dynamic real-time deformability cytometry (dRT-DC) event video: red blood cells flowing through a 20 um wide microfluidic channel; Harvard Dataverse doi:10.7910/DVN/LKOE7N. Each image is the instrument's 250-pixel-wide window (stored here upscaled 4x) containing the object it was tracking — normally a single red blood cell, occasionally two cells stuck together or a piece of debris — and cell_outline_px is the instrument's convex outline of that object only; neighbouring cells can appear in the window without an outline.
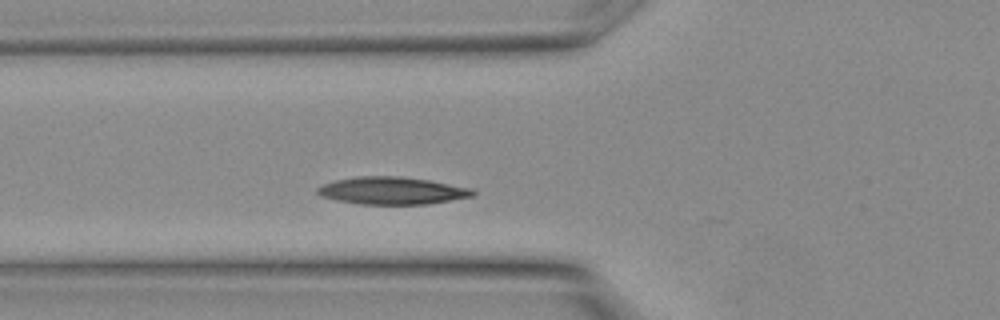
{"species": "Egyptian fruit bat (a non-hibernating species)", "species_latin": "Rousettus aegyptiacus", "temperature_condition": "warm", "stored_images_in_passage": 7, "camera_frame_rate_fps": 3000, "um_per_image_px": 0.085, "animal": {"sex": "female"}, "frame": {"image": 1, "passage_image": 3, "time_ms": 0.667, "image_size_px": [1000, 320], "cell_outline_px": [[476, 196], [428, 204], [360, 204], [336, 200], [320, 196], [316, 192], [316, 188], [324, 184], [336, 180], [360, 176], [400, 176], [428, 180], [472, 188], [476, 192]], "centroid_in_image_um": [33.35, 16.21], "position_along_channel_um": 92.5, "area_um2": 24.85}}
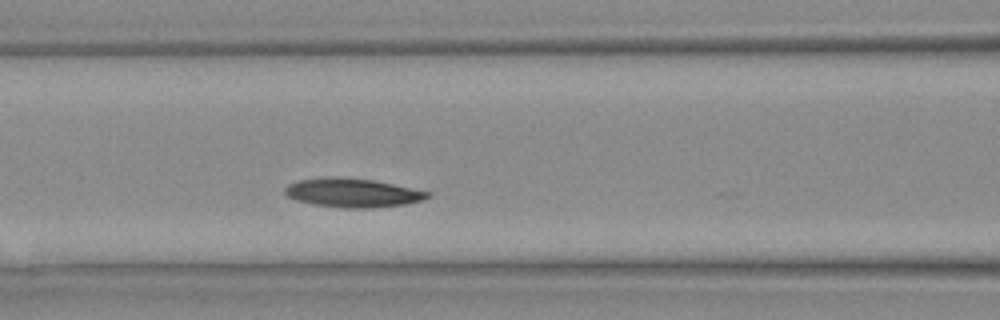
{"frame": {"image": 2, "passage_image": 5, "time_ms": 1.333, "image_size_px": [1000, 320], "cell_outline_px": [[432, 196], [424, 200], [404, 204], [372, 208], [344, 208], [312, 204], [296, 200], [288, 196], [284, 192], [284, 188], [288, 184], [300, 180], [332, 176], [336, 176], [372, 180], [432, 192]], "centroid_in_image_um": [29.98, 16.39], "position_along_channel_um": 136.6, "area_um2": 24.04}}